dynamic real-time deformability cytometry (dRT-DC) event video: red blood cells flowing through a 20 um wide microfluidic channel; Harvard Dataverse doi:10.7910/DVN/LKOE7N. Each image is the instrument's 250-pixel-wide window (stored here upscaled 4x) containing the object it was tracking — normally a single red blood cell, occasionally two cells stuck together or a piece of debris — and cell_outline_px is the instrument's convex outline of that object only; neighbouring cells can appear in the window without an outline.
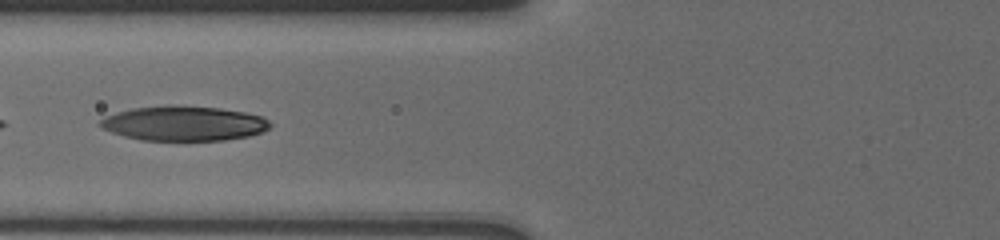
{"species": "human", "species_latin": "Homo sapiens", "temperature_condition": "cold", "stored_images_in_passage": 45, "segment_of_instrument_passage": [2, 2], "camera_frame_rate_fps": 3000, "um_per_image_px": 0.085, "donor": {"sex": "male"}, "frame": {"image": 1, "passage_image": 21, "time_ms": 8.333, "image_size_px": [1000, 240], "cell_outline_px": [[272, 124], [268, 128], [260, 132], [248, 136], [224, 140], [140, 140], [124, 136], [100, 128], [96, 124], [104, 116], [116, 112], [132, 108], [172, 104], [220, 108], [244, 112], [264, 116]], "centroid_in_image_um": [15.58, 10.47], "position_along_channel_um": 110.2, "area_um2": 34.74}}
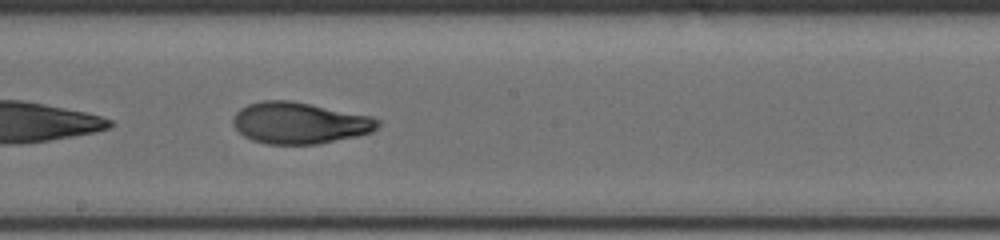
{"frame": {"image": 2, "passage_image": 28, "time_ms": 11.333, "image_size_px": [1000, 240], "cell_outline_px": [[380, 124], [372, 132], [356, 136], [320, 144], [268, 144], [252, 140], [244, 136], [232, 124], [232, 120], [236, 112], [240, 108], [248, 104], [264, 100], [292, 100], [372, 116], [380, 120]], "centroid_in_image_um": [25.47, 10.45], "position_along_channel_um": 222.7, "area_um2": 35.14}}
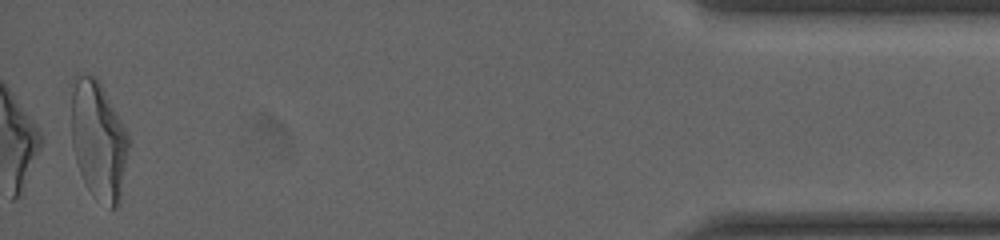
{"frame": {"image": 3, "passage_image": 45, "time_ms": 18.667, "image_size_px": [1000, 240], "cell_outline_px": [[128, 148], [120, 204], [116, 208], [112, 208], [96, 200], [92, 196], [84, 184], [76, 164], [72, 148], [72, 76], [76, 72], [84, 72], [96, 76], [100, 80], [128, 136]], "centroid_in_image_um": [8.33, 11.9], "position_along_channel_um": 426.9, "area_um2": 40.17}}